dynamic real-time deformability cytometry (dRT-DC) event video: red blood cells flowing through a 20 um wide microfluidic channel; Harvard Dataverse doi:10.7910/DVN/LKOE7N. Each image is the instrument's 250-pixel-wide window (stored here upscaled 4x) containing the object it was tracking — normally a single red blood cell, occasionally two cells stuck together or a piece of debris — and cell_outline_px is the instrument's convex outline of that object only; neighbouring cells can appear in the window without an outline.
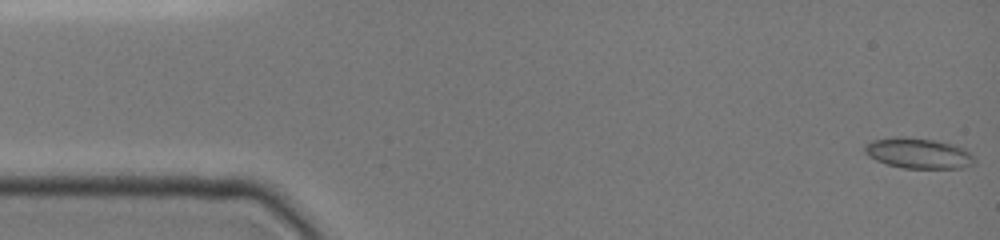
{"species": "common noctule bat (a hibernating species)", "species_latin": "Nyctalus noctula", "temperature_condition": "cold", "stored_images_in_passage": 33, "camera_frame_rate_fps": 3000, "um_per_image_px": 0.085, "animal": {"sex": "female", "body_mass_g": 19.0, "forearm_length_mm": 51.5}, "frame": {"image": 1, "passage_image": 1, "time_ms": 0.0, "image_size_px": [1000, 240], "cell_outline_px": [[976, 164], [960, 168], [904, 168], [888, 164], [876, 160], [868, 156], [864, 152], [864, 144], [872, 140], [900, 136], [904, 136], [936, 140], [956, 144], [964, 148], [976, 160]], "centroid_in_image_um": [78.07, 13.01], "position_along_channel_um": 6.9, "area_um2": 19.71}}
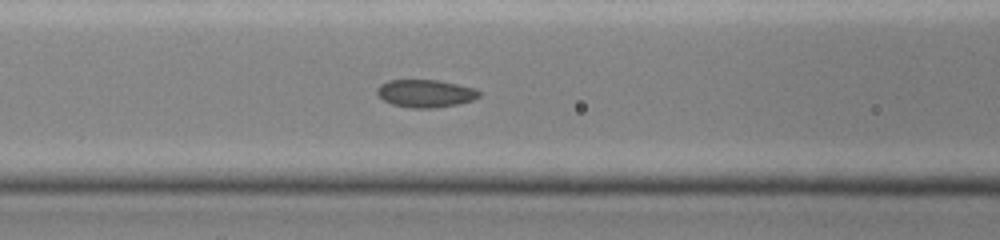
{"frame": {"image": 2, "passage_image": 18, "time_ms": 6.333, "image_size_px": [1000, 240], "cell_outline_px": [[480, 96], [472, 100], [456, 104], [432, 108], [412, 108], [392, 104], [384, 100], [376, 92], [376, 88], [380, 84], [388, 80], [440, 80], [476, 88], [480, 92]], "centroid_in_image_um": [36.16, 7.93], "position_along_channel_um": 130.4, "area_um2": 16.47}}
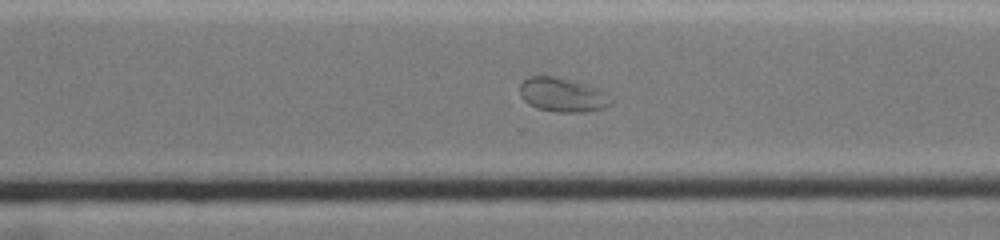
{"frame": {"image": 3, "passage_image": 32, "time_ms": 11.333, "image_size_px": [1000, 240], "cell_outline_px": [[612, 104], [604, 108], [584, 112], [556, 112], [536, 108], [528, 104], [520, 96], [520, 84], [528, 76], [552, 76], [600, 88], [612, 100]], "centroid_in_image_um": [47.8, 8.07], "position_along_channel_um": 322.8, "area_um2": 18.09}}